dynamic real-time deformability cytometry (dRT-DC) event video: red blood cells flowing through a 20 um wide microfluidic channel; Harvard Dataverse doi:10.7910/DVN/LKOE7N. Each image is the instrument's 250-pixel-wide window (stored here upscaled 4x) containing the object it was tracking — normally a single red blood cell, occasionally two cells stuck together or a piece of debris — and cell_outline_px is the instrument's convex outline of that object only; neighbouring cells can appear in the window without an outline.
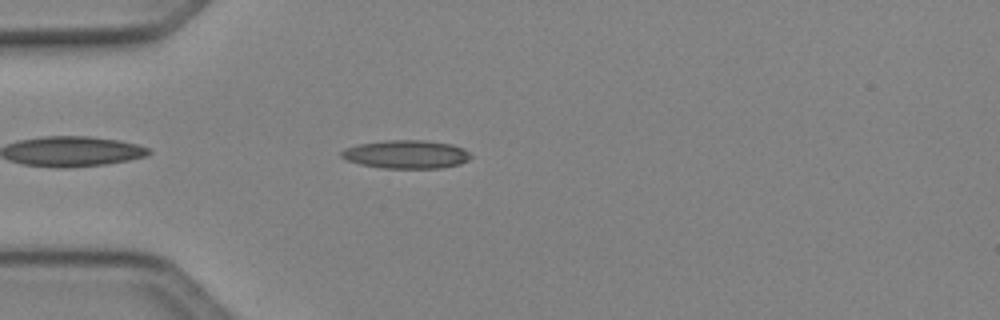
{"species": "Egyptian fruit bat (a non-hibernating species)", "species_latin": "Rousettus aegyptiacus", "temperature_condition": "cold", "stored_images_in_passage": 38, "camera_frame_rate_fps": 3000, "um_per_image_px": 0.085, "animal": {"sex": "female"}, "frame": {"image": 1, "passage_image": 3, "time_ms": 0.667, "image_size_px": [1000, 320], "cell_outline_px": [[472, 156], [468, 160], [460, 164], [440, 168], [384, 168], [360, 164], [348, 160], [340, 156], [340, 152], [344, 148], [360, 144], [388, 140], [424, 140], [452, 144], [464, 148]], "centroid_in_image_um": [34.55, 13.11], "position_along_channel_um": 50.5, "area_um2": 21.33}}
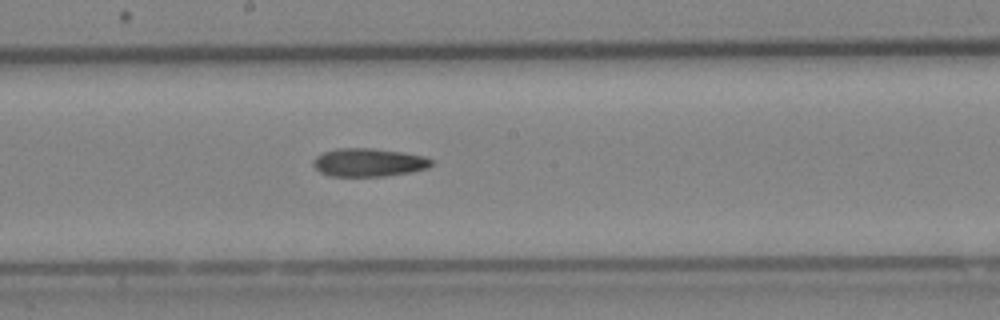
{"frame": {"image": 2, "passage_image": 16, "time_ms": 5.0, "image_size_px": [1000, 320], "cell_outline_px": [[432, 164], [428, 168], [412, 172], [384, 176], [332, 176], [320, 172], [312, 164], [312, 160], [316, 156], [324, 152], [336, 148], [372, 148], [404, 152], [424, 156], [432, 160]], "centroid_in_image_um": [31.33, 13.8], "position_along_channel_um": 216.9, "area_um2": 19.54}}
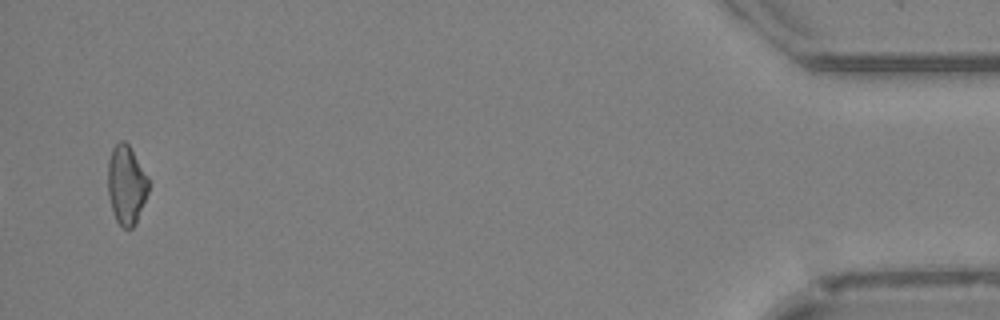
{"frame": {"image": 3, "passage_image": 37, "time_ms": 12.0, "image_size_px": [1000, 320], "cell_outline_px": [[148, 192], [136, 224], [132, 228], [124, 228], [116, 220], [108, 196], [108, 160], [112, 148], [120, 140], [124, 140], [128, 144], [148, 176]], "centroid_in_image_um": [10.73, 15.7], "position_along_channel_um": 424.5, "area_um2": 18.67}, "authors_computed_cell_mechanics": {"area_um2": 19.5364, "velocity_mm_per_s": 4.1359, "shape_relaxation_time_tau1_ms": null, "shape_relaxation_time_tau2_ms": 10.3233, "deformation_change_tau1": null, "deformation_change_tau2": 0.2344}}